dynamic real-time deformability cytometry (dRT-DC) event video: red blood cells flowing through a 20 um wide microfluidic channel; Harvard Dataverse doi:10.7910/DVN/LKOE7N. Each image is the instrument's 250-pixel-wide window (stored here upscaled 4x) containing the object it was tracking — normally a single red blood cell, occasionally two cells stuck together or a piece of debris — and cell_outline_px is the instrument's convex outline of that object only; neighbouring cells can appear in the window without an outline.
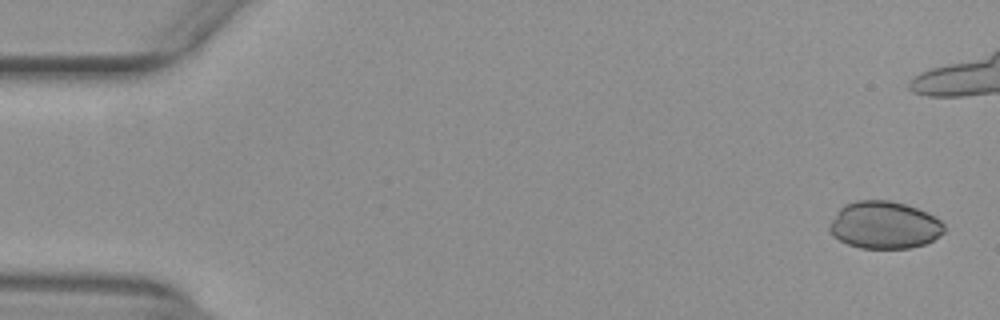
{"species": "common noctule bat (a hibernating species)", "species_latin": "Nyctalus noctula", "temperature_condition": "warm", "stored_images_in_passage": 42, "camera_frame_rate_fps": 3000, "um_per_image_px": 0.085, "animal": {"sex": "female", "body_mass_g": 29.2, "forearm_length_mm": 56.3}, "frame": {"image": 1, "passage_image": 2, "time_ms": 0.333, "image_size_px": [1000, 320], "cell_outline_px": [[944, 232], [932, 240], [924, 244], [908, 248], [860, 248], [848, 244], [832, 236], [828, 228], [828, 224], [836, 212], [844, 204], [856, 200], [892, 200], [916, 208], [940, 220], [944, 224]], "centroid_in_image_um": [75.11, 19.12], "position_along_channel_um": 9.9, "area_um2": 31.62}}
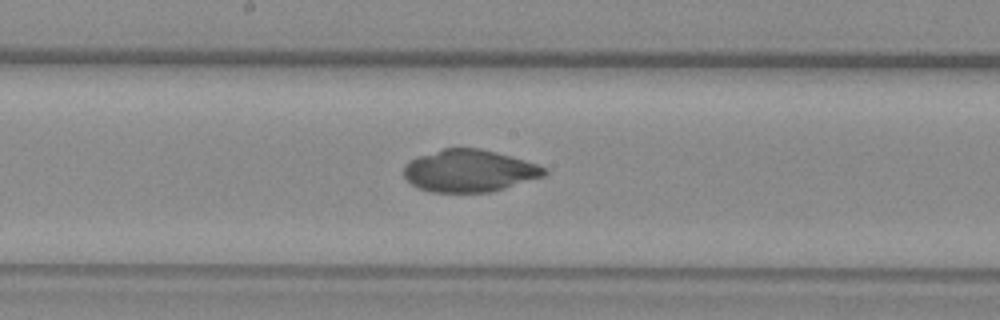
{"frame": {"image": 2, "passage_image": 28, "time_ms": 9.0, "image_size_px": [1000, 320], "cell_outline_px": [[548, 172], [544, 176], [492, 192], [432, 192], [420, 188], [412, 184], [404, 176], [404, 164], [408, 160], [416, 156], [444, 148], [480, 148], [496, 152], [524, 160], [536, 164], [544, 168]], "centroid_in_image_um": [39.86, 14.51], "position_along_channel_um": 208.3, "area_um2": 34.51}}